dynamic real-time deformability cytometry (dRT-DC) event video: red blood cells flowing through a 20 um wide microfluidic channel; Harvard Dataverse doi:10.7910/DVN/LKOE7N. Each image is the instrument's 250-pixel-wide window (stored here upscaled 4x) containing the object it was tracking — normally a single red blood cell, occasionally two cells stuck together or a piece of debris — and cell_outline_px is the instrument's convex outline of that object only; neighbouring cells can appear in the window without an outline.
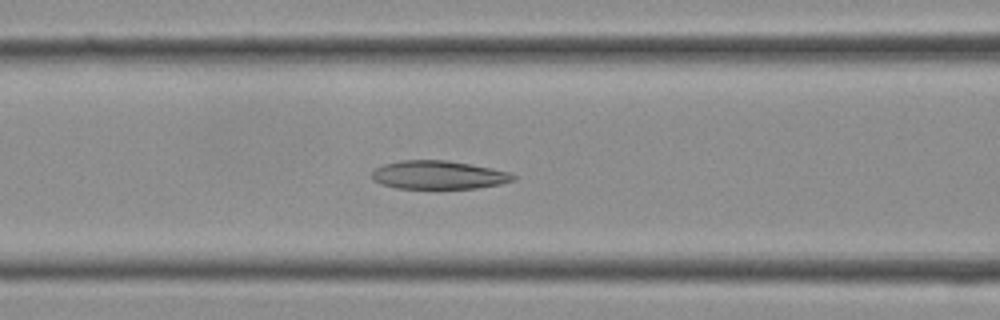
{"species": "Egyptian fruit bat (a non-hibernating species)", "species_latin": "Rousettus aegyptiacus", "temperature_condition": "cold", "stored_images_in_passage": 30, "camera_frame_rate_fps": 3000, "um_per_image_px": 0.085, "frame": {"image": 1, "passage_image": 12, "time_ms": 3.667, "image_size_px": [1000, 320], "cell_outline_px": [[516, 180], [500, 184], [476, 188], [396, 188], [380, 184], [372, 180], [372, 172], [376, 168], [384, 164], [400, 160], [448, 160], [492, 168], [508, 172], [516, 176]], "centroid_in_image_um": [37.26, 14.87], "position_along_channel_um": 129.3, "area_um2": 23.41}}
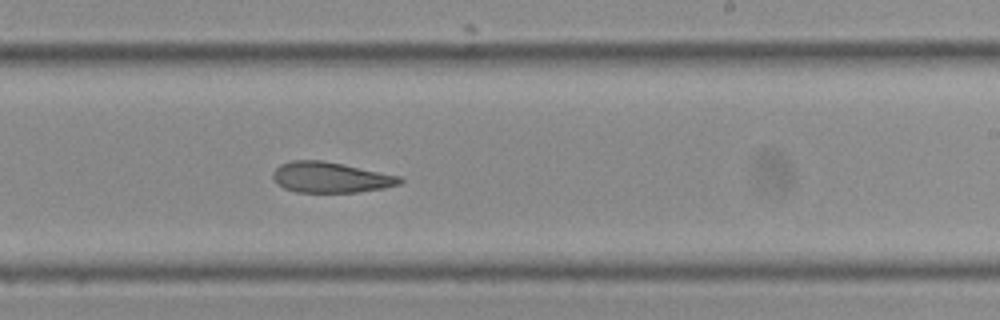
{"frame": {"image": 2, "passage_image": 18, "time_ms": 5.667, "image_size_px": [1000, 320], "cell_outline_px": [[404, 180], [400, 184], [384, 188], [356, 192], [296, 192], [284, 188], [276, 184], [272, 176], [272, 172], [280, 164], [292, 160], [320, 160], [344, 164], [400, 176]], "centroid_in_image_um": [28.08, 15.07], "position_along_channel_um": 260.9, "area_um2": 22.72}}
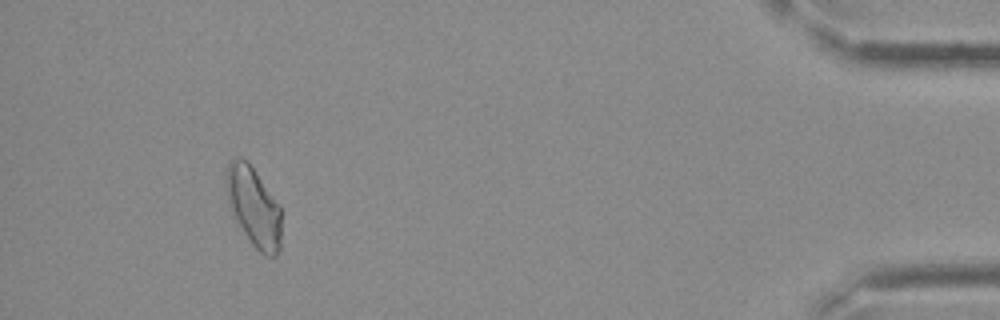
{"frame": {"image": 3, "passage_image": 28, "time_ms": 9.0, "image_size_px": [1000, 320], "cell_outline_px": [[280, 248], [276, 256], [264, 256], [252, 244], [232, 216], [228, 204], [224, 176], [228, 164], [232, 160], [248, 160], [280, 204]], "centroid_in_image_um": [21.55, 17.58], "position_along_channel_um": 413.7, "area_um2": 25.78}}